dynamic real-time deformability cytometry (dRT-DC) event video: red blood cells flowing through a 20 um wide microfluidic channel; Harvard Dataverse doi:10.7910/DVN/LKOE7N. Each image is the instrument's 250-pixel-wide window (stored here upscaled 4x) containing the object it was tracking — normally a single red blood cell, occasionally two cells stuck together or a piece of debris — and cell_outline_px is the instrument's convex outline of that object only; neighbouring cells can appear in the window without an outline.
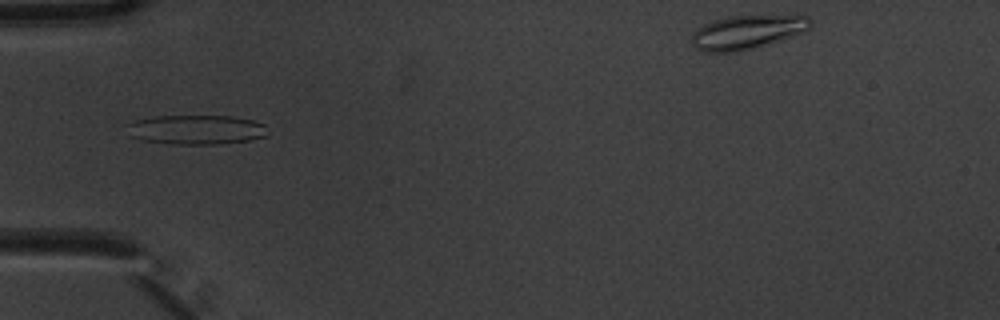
{"species": "common noctule bat (a hibernating species)", "species_latin": "Nyctalus noctula", "temperature_condition": "warm", "stored_images_in_passage": 3, "camera_frame_rate_fps": 3000, "um_per_image_px": 0.085, "animal": {"sex": "male", "body_mass_g": 20.1, "forearm_length_mm": 53.5}, "frame": {"image": 1, "passage_image": 1, "time_ms": 0.0, "image_size_px": [1000, 320], "cell_outline_px": [[268, 136], [248, 140], [220, 144], [172, 144], [144, 140], [132, 136], [124, 124], [132, 120], [156, 116], [232, 116], [252, 120], [264, 124], [268, 132]], "centroid_in_image_um": [16.67, 11.01], "position_along_channel_um": 68.3, "area_um2": 24.28}}
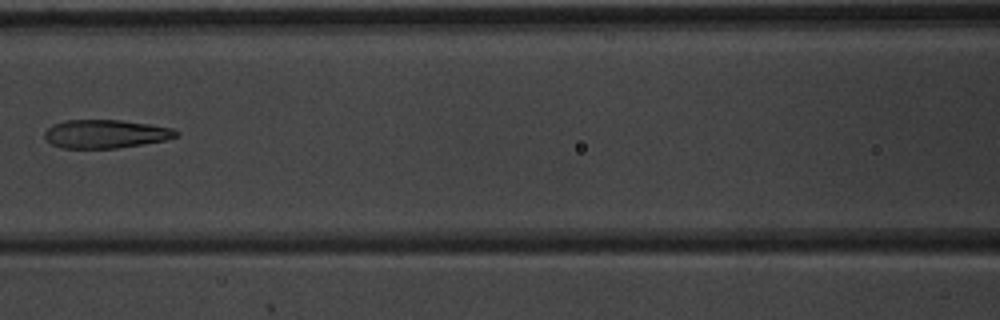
{"frame": {"image": 2, "passage_image": 3, "time_ms": 0.667, "image_size_px": [1000, 320], "cell_outline_px": [[180, 132], [176, 136], [164, 140], [116, 148], [64, 148], [52, 144], [44, 136], [44, 132], [52, 124], [68, 120], [120, 120], [148, 124], [172, 128]], "centroid_in_image_um": [8.95, 11.37], "position_along_channel_um": 157.7, "area_um2": 21.5}}